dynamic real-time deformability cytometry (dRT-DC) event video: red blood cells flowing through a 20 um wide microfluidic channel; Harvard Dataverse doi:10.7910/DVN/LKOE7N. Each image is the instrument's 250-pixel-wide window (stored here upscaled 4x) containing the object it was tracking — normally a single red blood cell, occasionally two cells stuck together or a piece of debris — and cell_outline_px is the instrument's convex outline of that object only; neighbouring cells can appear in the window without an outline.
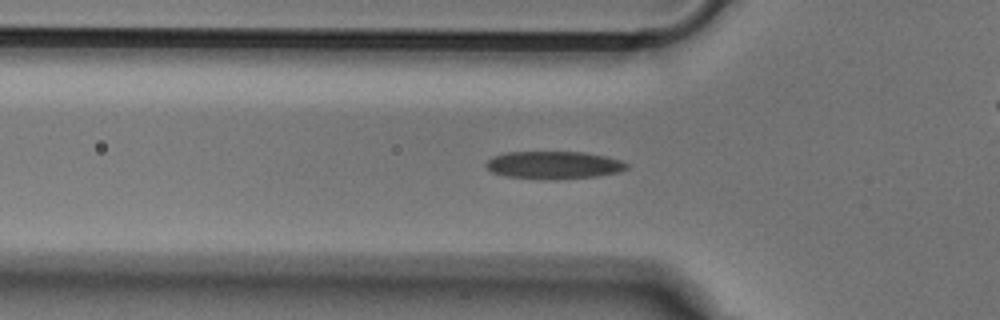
{"species": "Egyptian fruit bat (a non-hibernating species)", "species_latin": "Rousettus aegyptiacus", "temperature_condition": "cold", "stored_images_in_passage": 51, "camera_frame_rate_fps": 3000, "um_per_image_px": 0.085, "animal": {"sex": "male"}, "frame": {"image": 1, "passage_image": 15, "time_ms": 4.667, "image_size_px": [1000, 320], "cell_outline_px": [[628, 168], [616, 172], [596, 176], [504, 176], [492, 172], [484, 164], [492, 156], [508, 152], [584, 152], [604, 156], [620, 160], [628, 164]], "centroid_in_image_um": [47.05, 13.96], "position_along_channel_um": 78.8, "area_um2": 21.27}}
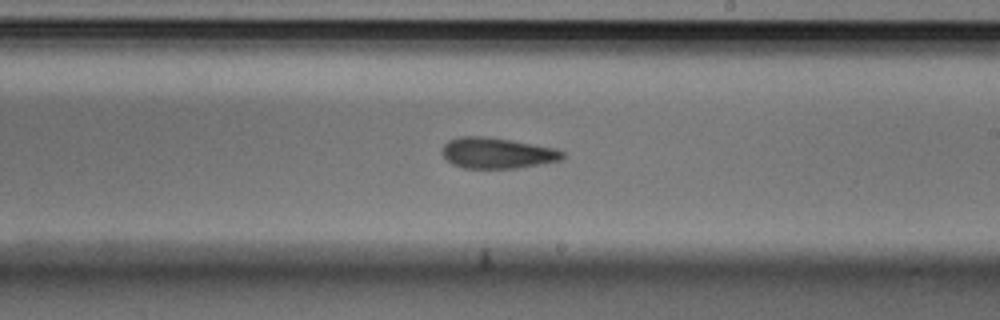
{"frame": {"image": 2, "passage_image": 28, "time_ms": 9.0, "image_size_px": [1000, 320], "cell_outline_px": [[564, 156], [560, 160], [520, 168], [464, 168], [452, 164], [440, 152], [444, 144], [448, 140], [460, 136], [484, 136], [512, 140], [556, 148], [564, 152]], "centroid_in_image_um": [42.24, 13.0], "position_along_channel_um": 246.8, "area_um2": 21.73}}
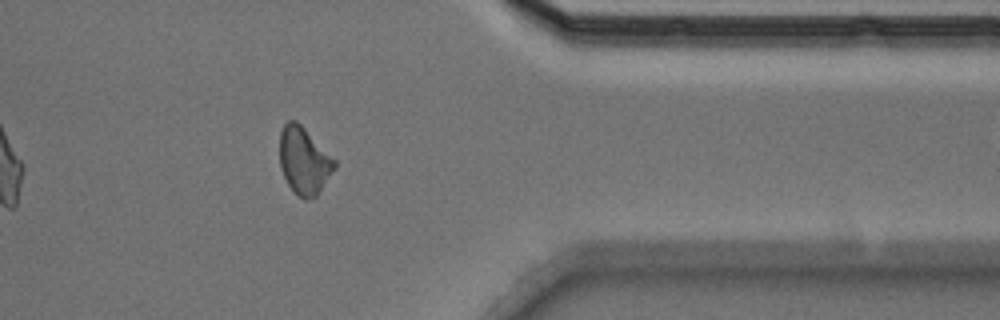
{"frame": {"image": 3, "passage_image": 40, "time_ms": 13.0, "image_size_px": [1000, 320], "cell_outline_px": [[336, 168], [316, 196], [308, 200], [304, 200], [288, 184], [280, 168], [280, 132], [284, 124], [288, 120], [296, 120], [336, 160]], "centroid_in_image_um": [25.84, 13.66], "position_along_channel_um": 385.6, "area_um2": 21.27}}